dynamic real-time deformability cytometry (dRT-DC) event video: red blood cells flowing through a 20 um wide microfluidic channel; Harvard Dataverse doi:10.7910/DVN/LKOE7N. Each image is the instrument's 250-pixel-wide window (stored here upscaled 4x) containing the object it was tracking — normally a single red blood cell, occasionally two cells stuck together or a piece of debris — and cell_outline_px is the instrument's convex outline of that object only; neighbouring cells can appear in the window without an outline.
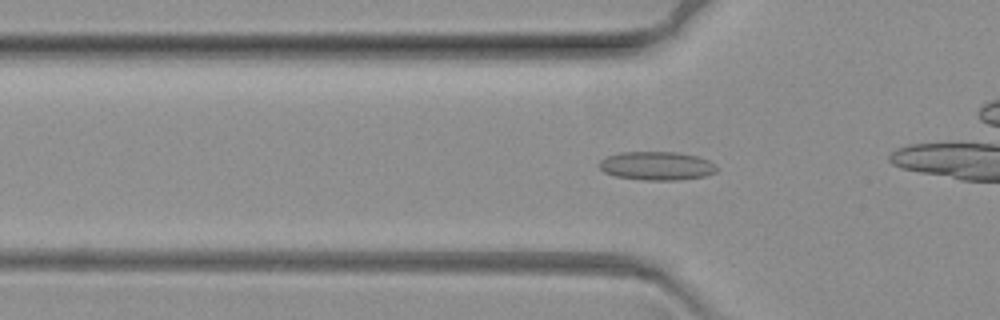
{"species": "common noctule bat (a hibernating species)", "species_latin": "Nyctalus noctula", "temperature_condition": "warm", "stored_images_in_passage": 48, "camera_frame_rate_fps": 3000, "um_per_image_px": 0.085, "animal": {"sex": "female", "body_mass_g": 19.3, "forearm_length_mm": 54.1}, "frame": {"image": 1, "passage_image": 17, "time_ms": 5.333, "image_size_px": [1000, 320], "cell_outline_px": [[716, 172], [704, 176], [676, 180], [644, 180], [616, 176], [604, 172], [600, 168], [600, 160], [608, 156], [620, 152], [680, 152], [696, 156], [708, 160], [716, 168]], "centroid_in_image_um": [55.8, 14.09], "position_along_channel_um": 70.0, "area_um2": 19.36}}
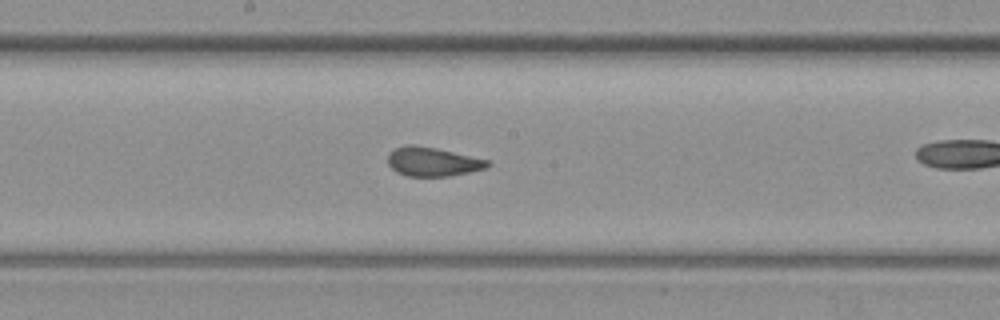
{"frame": {"image": 2, "passage_image": 31, "time_ms": 10.0, "image_size_px": [1000, 320], "cell_outline_px": [[492, 164], [488, 168], [448, 176], [408, 176], [396, 172], [388, 164], [388, 152], [396, 148], [408, 144], [412, 144], [436, 148], [488, 160]], "centroid_in_image_um": [36.77, 13.74], "position_along_channel_um": 211.4, "area_um2": 16.82}}
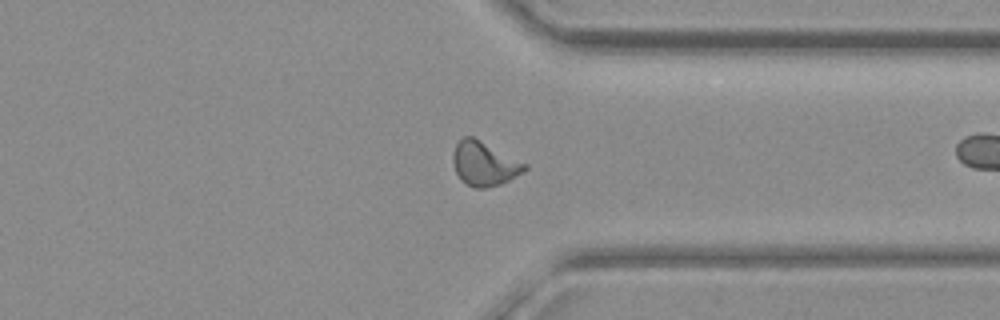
{"frame": {"image": 3, "passage_image": 47, "time_ms": 15.333, "image_size_px": [1000, 320], "cell_outline_px": [[528, 168], [524, 172], [500, 184], [488, 188], [472, 188], [460, 180], [452, 164], [452, 152], [456, 144], [464, 136], [472, 136], [528, 164]], "centroid_in_image_um": [41.14, 13.93], "position_along_channel_um": 370.3, "area_um2": 18.61}}